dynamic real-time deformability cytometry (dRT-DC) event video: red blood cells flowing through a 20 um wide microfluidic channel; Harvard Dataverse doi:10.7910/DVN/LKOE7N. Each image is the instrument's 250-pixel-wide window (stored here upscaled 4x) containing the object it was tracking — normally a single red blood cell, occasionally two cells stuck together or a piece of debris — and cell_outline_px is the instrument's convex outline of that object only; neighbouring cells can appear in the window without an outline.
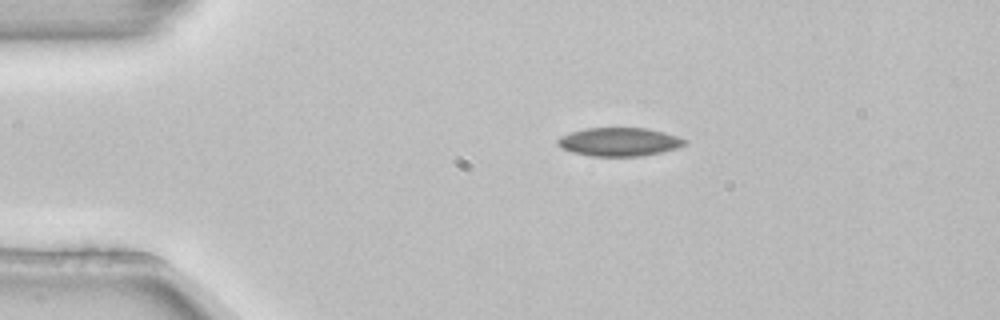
{"species": "common noctule bat (a hibernating species)", "species_latin": "Nyctalus noctula", "temperature_condition": "room temperature", "stored_images_in_passage": 2, "camera_frame_rate_fps": 3000, "um_per_image_px": 0.085, "animal": {"sex": "female", "body_mass_g": 22.7, "forearm_length_mm": 54.2}, "frame": {"image": 1, "passage_image": 1, "time_ms": 0.0, "image_size_px": [1000, 320], "cell_outline_px": [[688, 144], [676, 148], [644, 156], [592, 156], [572, 152], [556, 144], [556, 140], [560, 136], [584, 128], [648, 128], [664, 132], [688, 140]], "centroid_in_image_um": [52.65, 12.05], "position_along_channel_um": 32.4, "area_um2": 21.1}}